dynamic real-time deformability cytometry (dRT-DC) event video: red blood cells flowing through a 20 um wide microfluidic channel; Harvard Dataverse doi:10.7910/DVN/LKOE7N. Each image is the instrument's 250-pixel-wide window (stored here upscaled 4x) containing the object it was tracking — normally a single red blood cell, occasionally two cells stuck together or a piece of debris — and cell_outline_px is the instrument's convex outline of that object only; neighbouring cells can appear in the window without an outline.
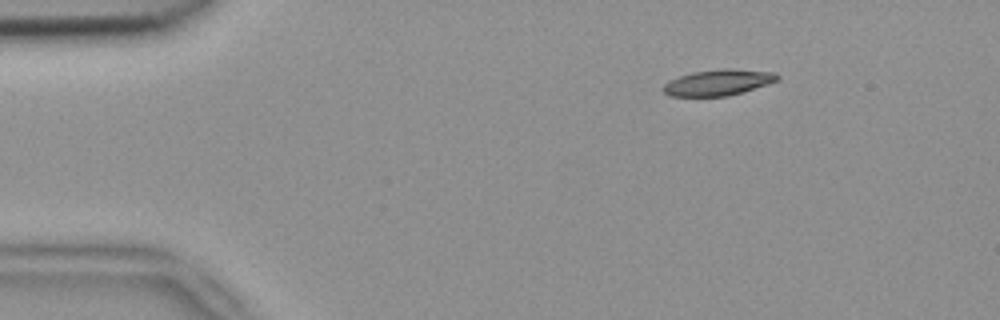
{"species": "common noctule bat (a hibernating species)", "species_latin": "Nyctalus noctula", "temperature_condition": "room temperature", "stored_images_in_passage": 3, "camera_frame_rate_fps": 3000, "um_per_image_px": 0.085, "animal": {"sex": "female", "body_mass_g": 18.4}, "frame": {"image": 1, "passage_image": 1, "time_ms": 0.0, "image_size_px": [1000, 320], "cell_outline_px": [[780, 76], [776, 80], [768, 84], [744, 92], [728, 96], [668, 96], [660, 88], [668, 80], [692, 72], [720, 68], [724, 68], [776, 72]], "centroid_in_image_um": [61.02, 7.01], "position_along_channel_um": 24.0, "area_um2": 17.46}}